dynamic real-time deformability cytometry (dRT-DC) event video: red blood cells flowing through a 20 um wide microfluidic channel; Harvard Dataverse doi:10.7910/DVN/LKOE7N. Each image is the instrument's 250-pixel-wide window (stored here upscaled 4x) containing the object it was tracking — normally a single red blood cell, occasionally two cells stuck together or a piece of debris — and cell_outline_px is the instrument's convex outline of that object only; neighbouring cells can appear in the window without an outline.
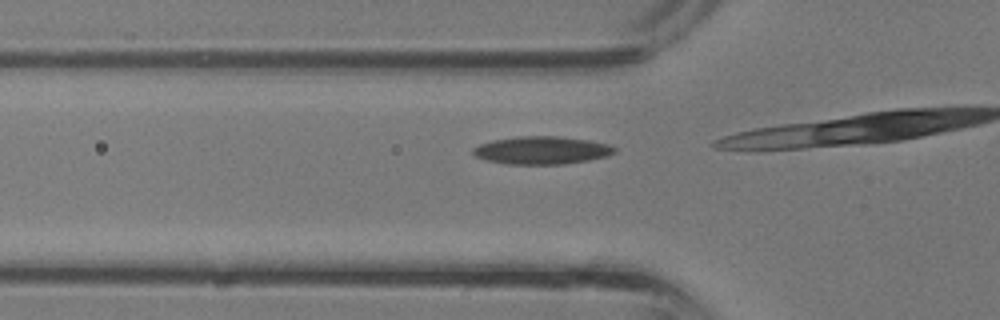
{"species": "common noctule bat (a hibernating species)", "species_latin": "Nyctalus noctula", "temperature_condition": "room temperature", "stored_images_in_passage": 6, "camera_frame_rate_fps": 3000, "um_per_image_px": 0.085, "animal": {"sex": "male", "body_mass_g": 13.3}, "frame": {"image": 1, "passage_image": 4, "time_ms": 1.0, "image_size_px": [1000, 320], "cell_outline_px": [[616, 152], [604, 156], [588, 160], [564, 164], [508, 164], [488, 160], [476, 156], [472, 152], [472, 148], [480, 144], [496, 140], [520, 136], [556, 136], [588, 140], [608, 144], [616, 148]], "centroid_in_image_um": [46.05, 12.77], "position_along_channel_um": 79.7, "area_um2": 22.6}}